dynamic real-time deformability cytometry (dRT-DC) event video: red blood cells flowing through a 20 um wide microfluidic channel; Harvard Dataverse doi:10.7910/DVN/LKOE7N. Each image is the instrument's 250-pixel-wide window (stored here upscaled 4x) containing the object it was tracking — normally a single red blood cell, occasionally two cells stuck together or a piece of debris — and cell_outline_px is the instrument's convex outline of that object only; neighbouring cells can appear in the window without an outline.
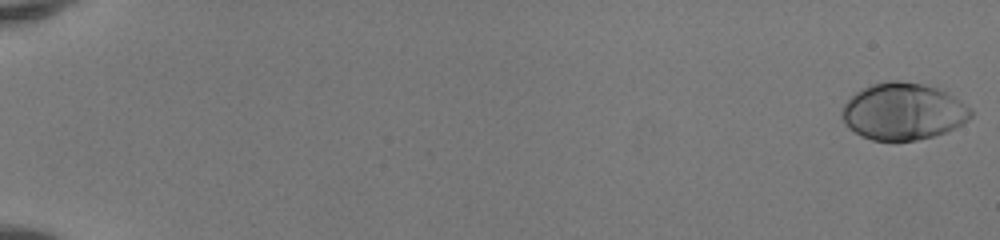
{"species": "human", "species_latin": "Homo sapiens", "temperature_condition": "room temperature", "stored_images_in_passage": 52, "camera_frame_rate_fps": 3000, "um_per_image_px": 0.085, "donor": {"sex": "female"}, "frame": {"image": 1, "passage_image": 1, "time_ms": 0.0, "image_size_px": [1000, 240], "cell_outline_px": [[972, 116], [968, 120], [944, 132], [932, 136], [916, 140], [872, 140], [860, 136], [848, 128], [844, 124], [840, 116], [840, 112], [844, 104], [856, 92], [872, 84], [888, 80], [900, 80], [924, 84], [940, 88], [948, 92], [972, 108]], "centroid_in_image_um": [76.75, 9.46], "position_along_channel_um": 8.3, "area_um2": 42.95}}
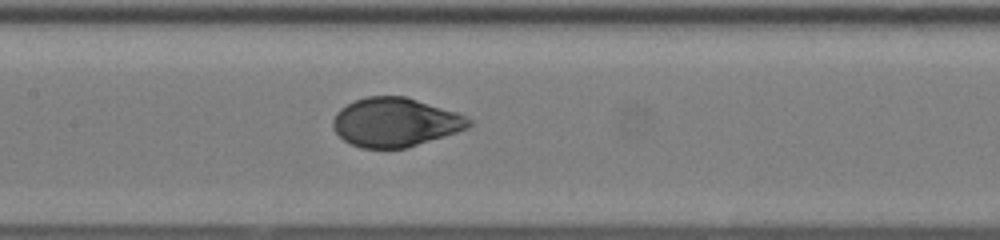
{"frame": {"image": 2, "passage_image": 28, "time_ms": 9.0, "image_size_px": [1000, 240], "cell_outline_px": [[472, 124], [468, 128], [444, 136], [404, 148], [360, 148], [344, 140], [332, 128], [332, 120], [336, 112], [340, 108], [356, 100], [368, 96], [404, 96], [456, 112], [472, 120]], "centroid_in_image_um": [33.56, 10.39], "position_along_channel_um": 173.8, "area_um2": 38.38}}
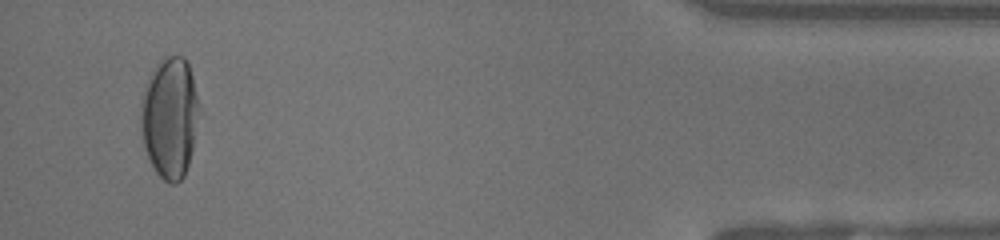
{"frame": {"image": 3, "passage_image": 50, "time_ms": 16.333, "image_size_px": [1000, 240], "cell_outline_px": [[196, 108], [192, 152], [184, 176], [176, 184], [168, 184], [156, 172], [144, 148], [140, 128], [140, 104], [144, 88], [156, 64], [164, 56], [184, 56], [188, 64], [192, 76], [196, 96]], "centroid_in_image_um": [14.37, 10.0], "position_along_channel_um": 420.8, "area_um2": 40.4}, "authors_computed_cell_mechanics": {"area_um2": 40.3155, "velocity_mm_per_s": 4.1481, "shape_relaxation_time_tau1_ms": 2.7214, "shape_relaxation_time_tau2_ms": null, "deformation_change_tau1": 0.1833, "deformation_change_tau2": null}}